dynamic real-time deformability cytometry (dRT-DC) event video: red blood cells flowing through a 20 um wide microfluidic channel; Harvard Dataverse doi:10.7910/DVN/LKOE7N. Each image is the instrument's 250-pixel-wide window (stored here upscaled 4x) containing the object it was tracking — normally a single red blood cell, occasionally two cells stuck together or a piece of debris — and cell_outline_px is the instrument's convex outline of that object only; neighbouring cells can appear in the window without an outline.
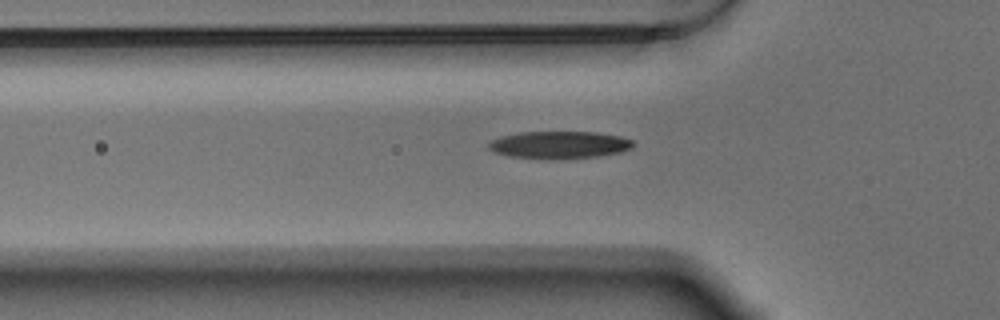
{"species": "Egyptian fruit bat (a non-hibernating species)", "species_latin": "Rousettus aegyptiacus", "temperature_condition": "warm", "stored_images_in_passage": 39, "camera_frame_rate_fps": 3000, "um_per_image_px": 0.085, "animal": {"sex": "male"}, "frame": {"image": 1, "passage_image": 2, "time_ms": 0.333, "image_size_px": [1000, 320], "cell_outline_px": [[636, 144], [632, 148], [620, 152], [600, 156], [552, 160], [508, 156], [496, 152], [488, 148], [488, 144], [492, 140], [500, 136], [520, 132], [596, 132], [620, 136], [632, 140]], "centroid_in_image_um": [47.56, 12.32], "position_along_channel_um": 78.2, "area_um2": 23.29}}
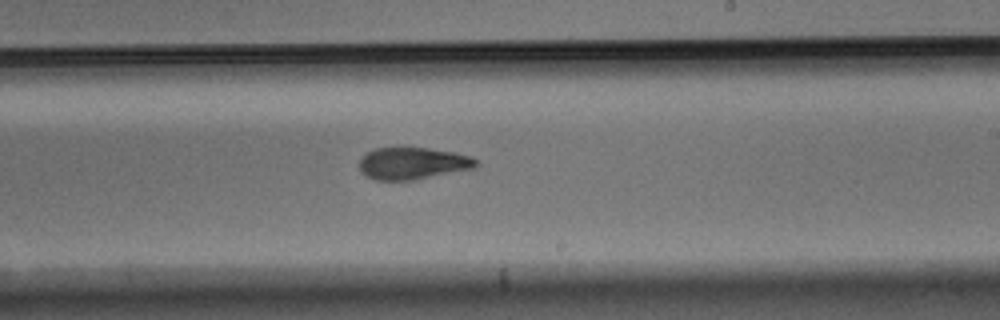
{"frame": {"image": 2, "passage_image": 17, "time_ms": 5.333, "image_size_px": [1000, 320], "cell_outline_px": [[476, 164], [472, 168], [412, 180], [376, 180], [368, 176], [360, 168], [360, 160], [368, 152], [376, 148], [428, 148], [456, 152], [472, 156], [476, 160]], "centroid_in_image_um": [35.09, 13.87], "position_along_channel_um": 253.9, "area_um2": 21.27}}
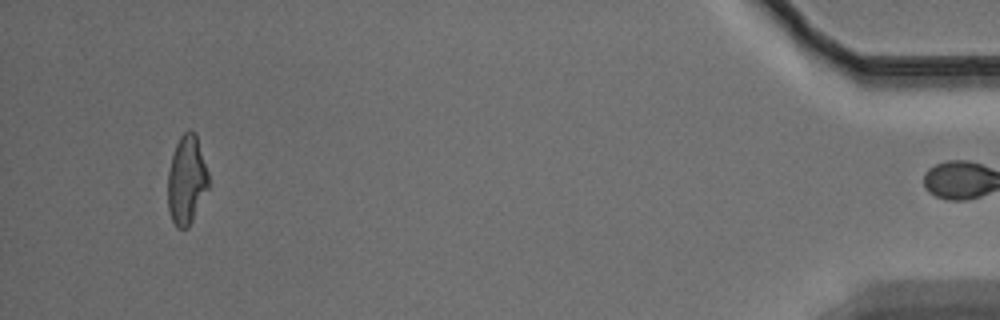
{"frame": {"image": 3, "passage_image": 38, "time_ms": 12.333, "image_size_px": [1000, 320], "cell_outline_px": [[208, 188], [188, 228], [176, 228], [172, 220], [168, 208], [168, 172], [172, 156], [176, 144], [180, 136], [188, 128], [192, 128], [196, 132], [208, 172]], "centroid_in_image_um": [15.86, 15.26], "position_along_channel_um": 419.3, "area_um2": 21.1}, "authors_computed_cell_mechanics": {"area_um2": 22.3686, "velocity_mm_per_s": 3.4976, "shape_relaxation_time_tau1_ms": 5.3808, "shape_relaxation_time_tau2_ms": 3.3478, "deformation_change_tau1": 0.1802, "deformation_change_tau2": 0.1075}}